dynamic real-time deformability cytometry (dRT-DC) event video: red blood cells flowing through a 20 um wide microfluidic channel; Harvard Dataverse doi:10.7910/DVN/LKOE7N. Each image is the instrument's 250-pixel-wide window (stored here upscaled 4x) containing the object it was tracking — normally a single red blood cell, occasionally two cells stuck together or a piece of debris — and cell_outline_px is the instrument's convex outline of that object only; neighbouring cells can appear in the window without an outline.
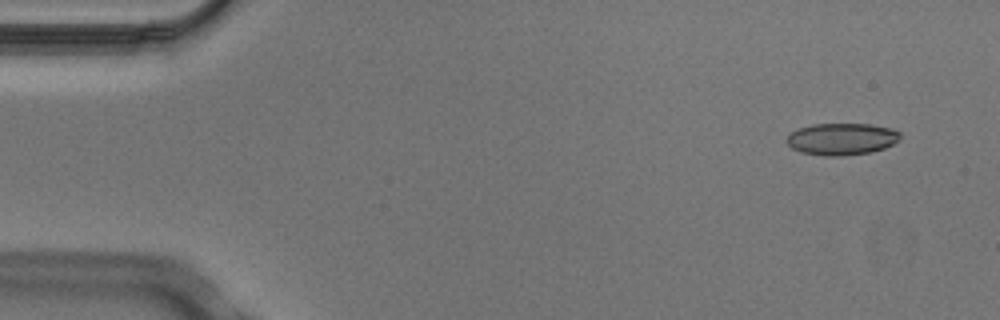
{"species": "Egyptian fruit bat (a non-hibernating species)", "species_latin": "Rousettus aegyptiacus", "temperature_condition": "cold", "stored_images_in_passage": 3, "camera_frame_rate_fps": 3000, "um_per_image_px": 0.085, "animal": {"sex": "male"}, "frame": {"image": 1, "passage_image": 1, "time_ms": 0.0, "image_size_px": [1000, 320], "cell_outline_px": [[900, 140], [884, 148], [872, 152], [840, 156], [824, 156], [800, 152], [792, 148], [784, 140], [792, 132], [800, 128], [812, 124], [872, 124], [892, 128], [900, 132]], "centroid_in_image_um": [71.55, 11.82], "position_along_channel_um": 13.4, "area_um2": 21.21}}